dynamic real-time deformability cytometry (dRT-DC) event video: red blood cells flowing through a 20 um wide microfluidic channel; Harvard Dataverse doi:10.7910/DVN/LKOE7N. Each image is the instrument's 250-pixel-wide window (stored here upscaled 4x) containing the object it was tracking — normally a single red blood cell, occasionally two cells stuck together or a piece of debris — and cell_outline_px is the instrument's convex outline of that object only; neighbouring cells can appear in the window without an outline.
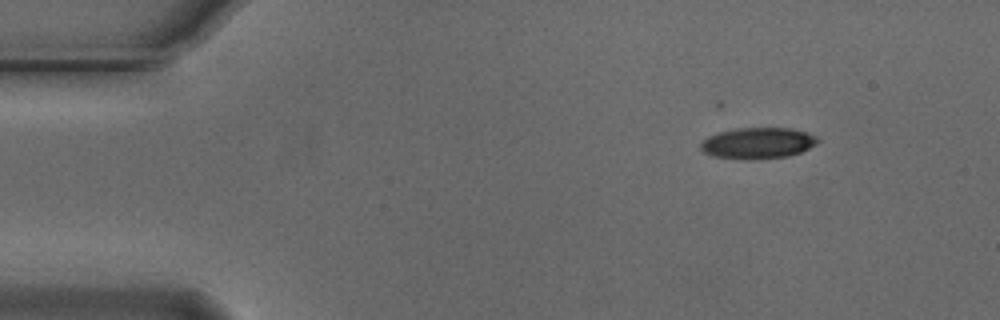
{"species": "Egyptian fruit bat (a non-hibernating species)", "species_latin": "Rousettus aegyptiacus", "temperature_condition": "cold", "stored_images_in_passage": 10, "camera_frame_rate_fps": 3000, "um_per_image_px": 0.085, "animal": {"sex": "male"}, "frame": {"image": 1, "passage_image": 1, "time_ms": 0.0, "image_size_px": [1000, 320], "cell_outline_px": [[820, 140], [816, 144], [800, 152], [788, 156], [752, 160], [744, 160], [712, 156], [704, 152], [700, 148], [700, 144], [708, 136], [720, 132], [736, 128], [792, 128], [816, 136]], "centroid_in_image_um": [64.4, 12.17], "position_along_channel_um": 20.6, "area_um2": 21.27}}